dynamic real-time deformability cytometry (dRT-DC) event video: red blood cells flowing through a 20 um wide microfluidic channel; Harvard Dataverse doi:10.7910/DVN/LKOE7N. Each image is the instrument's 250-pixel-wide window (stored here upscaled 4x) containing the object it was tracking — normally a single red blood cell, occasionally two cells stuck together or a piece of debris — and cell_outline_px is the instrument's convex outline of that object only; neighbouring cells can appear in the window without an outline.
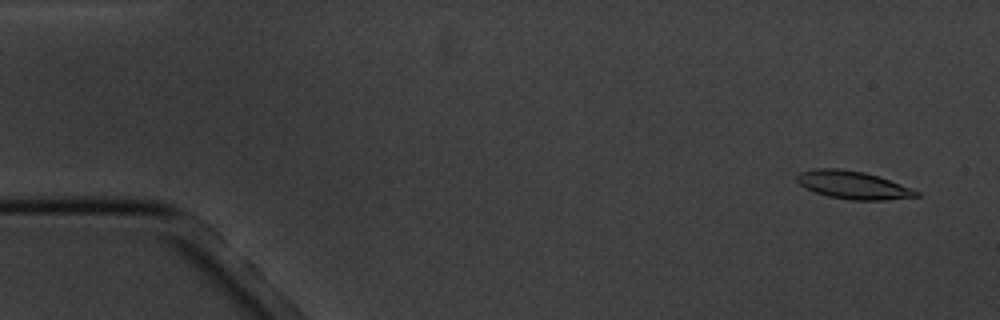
{"species": "common noctule bat (a hibernating species)", "species_latin": "Nyctalus noctula", "temperature_condition": "cold", "stored_images_in_passage": 6, "camera_frame_rate_fps": 3000, "um_per_image_px": 0.085, "animal": {"sex": "male", "body_mass_g": 20.1, "forearm_length_mm": 53.5}, "frame": {"image": 1, "passage_image": 1, "time_ms": 0.0, "image_size_px": [1000, 320], "cell_outline_px": [[920, 196], [884, 200], [852, 200], [828, 196], [816, 192], [800, 184], [796, 180], [796, 176], [800, 172], [812, 168], [840, 168], [864, 172], [880, 176], [920, 192]], "centroid_in_image_um": [72.5, 15.71], "position_along_channel_um": 12.5, "area_um2": 19.36}}
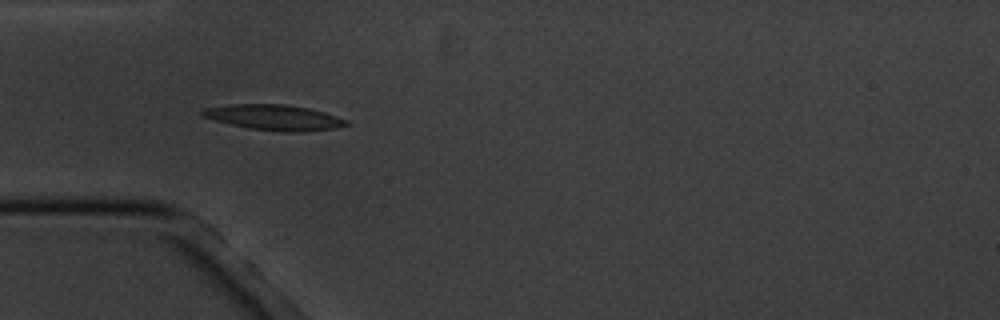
{"frame": {"image": 2, "passage_image": 5, "time_ms": 4.667, "image_size_px": [1000, 320], "cell_outline_px": [[352, 124], [336, 128], [300, 132], [288, 132], [248, 128], [200, 116], [200, 112], [204, 108], [232, 104], [284, 104], [308, 108], [324, 112], [348, 120]], "centroid_in_image_um": [23.33, 9.98], "position_along_channel_um": 61.7, "area_um2": 21.27}}
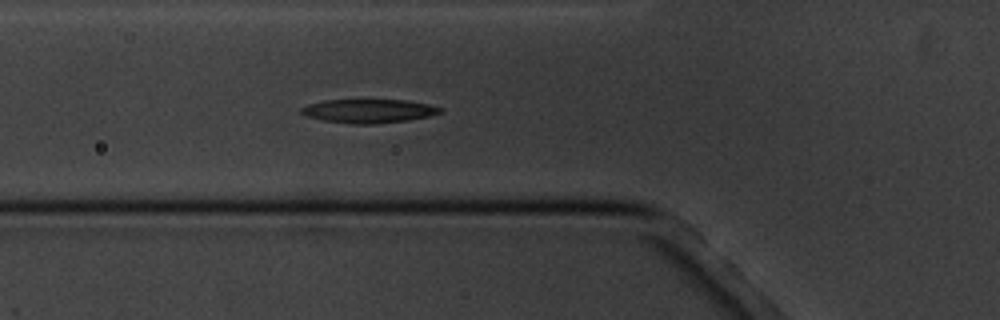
{"frame": {"image": 3, "passage_image": 6, "time_ms": 5.667, "image_size_px": [1000, 320], "cell_outline_px": [[444, 112], [428, 116], [408, 120], [376, 124], [352, 124], [324, 120], [308, 116], [300, 112], [300, 108], [308, 104], [324, 100], [404, 100], [428, 104], [444, 108]], "centroid_in_image_um": [31.37, 9.43], "position_along_channel_um": 94.4, "area_um2": 19.19}}